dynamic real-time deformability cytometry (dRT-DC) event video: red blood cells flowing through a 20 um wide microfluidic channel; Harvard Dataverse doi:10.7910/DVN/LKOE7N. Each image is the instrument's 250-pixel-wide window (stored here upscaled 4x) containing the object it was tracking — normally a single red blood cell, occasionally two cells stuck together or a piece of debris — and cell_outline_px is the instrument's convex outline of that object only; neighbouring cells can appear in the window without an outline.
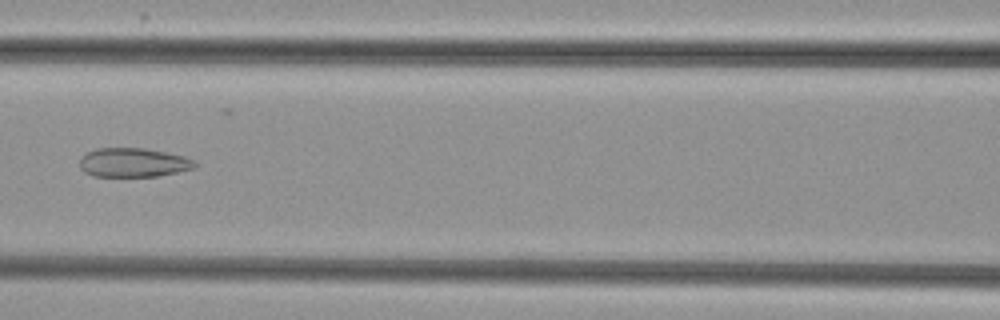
{"species": "common noctule bat (a hibernating species)", "species_latin": "Nyctalus noctula", "temperature_condition": "cold", "stored_images_in_passage": 7, "camera_frame_rate_fps": 3000, "um_per_image_px": 0.085, "animal": {"sex": "female", "body_mass_g": 29.2, "forearm_length_mm": 56.3}, "frame": {"image": 1, "passage_image": 6, "time_ms": 6.0, "image_size_px": [1000, 320], "cell_outline_px": [[196, 168], [156, 176], [92, 176], [84, 172], [80, 168], [80, 156], [96, 148], [144, 148], [184, 156], [196, 160]], "centroid_in_image_um": [11.32, 13.81], "position_along_channel_um": 155.3, "area_um2": 19.54}}